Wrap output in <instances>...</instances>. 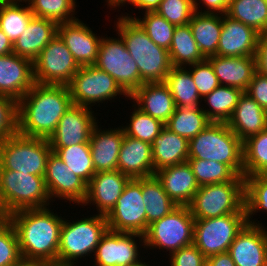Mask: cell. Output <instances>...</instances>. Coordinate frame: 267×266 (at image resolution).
<instances>
[{"label": "cell", "instance_id": "1", "mask_svg": "<svg viewBox=\"0 0 267 266\" xmlns=\"http://www.w3.org/2000/svg\"><path fill=\"white\" fill-rule=\"evenodd\" d=\"M72 104L67 85L34 83L18 101V133L49 139Z\"/></svg>", "mask_w": 267, "mask_h": 266}, {"label": "cell", "instance_id": "2", "mask_svg": "<svg viewBox=\"0 0 267 266\" xmlns=\"http://www.w3.org/2000/svg\"><path fill=\"white\" fill-rule=\"evenodd\" d=\"M50 207L19 210L7 218L17 233L22 257L58 264L59 240L64 216L58 215L57 211Z\"/></svg>", "mask_w": 267, "mask_h": 266}, {"label": "cell", "instance_id": "3", "mask_svg": "<svg viewBox=\"0 0 267 266\" xmlns=\"http://www.w3.org/2000/svg\"><path fill=\"white\" fill-rule=\"evenodd\" d=\"M117 17L116 26H113L116 35L122 38L138 65L142 83L164 82L172 68L169 51L157 46L135 19L123 15Z\"/></svg>", "mask_w": 267, "mask_h": 266}, {"label": "cell", "instance_id": "4", "mask_svg": "<svg viewBox=\"0 0 267 266\" xmlns=\"http://www.w3.org/2000/svg\"><path fill=\"white\" fill-rule=\"evenodd\" d=\"M83 217L68 220L69 218L64 216L59 240V265L81 266V259L88 260L86 257L89 256V259H92L102 236L109 229L104 215L92 214Z\"/></svg>", "mask_w": 267, "mask_h": 266}, {"label": "cell", "instance_id": "5", "mask_svg": "<svg viewBox=\"0 0 267 266\" xmlns=\"http://www.w3.org/2000/svg\"><path fill=\"white\" fill-rule=\"evenodd\" d=\"M188 159L217 161L244 176L243 142L226 122H212L189 140Z\"/></svg>", "mask_w": 267, "mask_h": 266}, {"label": "cell", "instance_id": "6", "mask_svg": "<svg viewBox=\"0 0 267 266\" xmlns=\"http://www.w3.org/2000/svg\"><path fill=\"white\" fill-rule=\"evenodd\" d=\"M51 202L44 176L0 169V205L6 216L19 210L48 207L53 205Z\"/></svg>", "mask_w": 267, "mask_h": 266}, {"label": "cell", "instance_id": "7", "mask_svg": "<svg viewBox=\"0 0 267 266\" xmlns=\"http://www.w3.org/2000/svg\"><path fill=\"white\" fill-rule=\"evenodd\" d=\"M51 152L48 139L17 133L0 143V169L45 176Z\"/></svg>", "mask_w": 267, "mask_h": 266}, {"label": "cell", "instance_id": "8", "mask_svg": "<svg viewBox=\"0 0 267 266\" xmlns=\"http://www.w3.org/2000/svg\"><path fill=\"white\" fill-rule=\"evenodd\" d=\"M189 208L195 220L246 212L245 177L243 176L239 181L201 186Z\"/></svg>", "mask_w": 267, "mask_h": 266}, {"label": "cell", "instance_id": "9", "mask_svg": "<svg viewBox=\"0 0 267 266\" xmlns=\"http://www.w3.org/2000/svg\"><path fill=\"white\" fill-rule=\"evenodd\" d=\"M195 219L189 206H177L168 215L152 222L144 234V250L172 252L193 243ZM166 250V251H164Z\"/></svg>", "mask_w": 267, "mask_h": 266}, {"label": "cell", "instance_id": "10", "mask_svg": "<svg viewBox=\"0 0 267 266\" xmlns=\"http://www.w3.org/2000/svg\"><path fill=\"white\" fill-rule=\"evenodd\" d=\"M67 86L73 104L90 109L98 103L99 106L106 101L114 102L119 96L129 100V95L116 80L95 65L81 66Z\"/></svg>", "mask_w": 267, "mask_h": 266}, {"label": "cell", "instance_id": "11", "mask_svg": "<svg viewBox=\"0 0 267 266\" xmlns=\"http://www.w3.org/2000/svg\"><path fill=\"white\" fill-rule=\"evenodd\" d=\"M246 224V212L195 220L193 244L206 258L212 255L226 253L236 235Z\"/></svg>", "mask_w": 267, "mask_h": 266}, {"label": "cell", "instance_id": "12", "mask_svg": "<svg viewBox=\"0 0 267 266\" xmlns=\"http://www.w3.org/2000/svg\"><path fill=\"white\" fill-rule=\"evenodd\" d=\"M95 66L111 75L129 96L143 85L138 65L119 35H103Z\"/></svg>", "mask_w": 267, "mask_h": 266}, {"label": "cell", "instance_id": "13", "mask_svg": "<svg viewBox=\"0 0 267 266\" xmlns=\"http://www.w3.org/2000/svg\"><path fill=\"white\" fill-rule=\"evenodd\" d=\"M80 66L57 34L33 61L34 82L68 85Z\"/></svg>", "mask_w": 267, "mask_h": 266}, {"label": "cell", "instance_id": "14", "mask_svg": "<svg viewBox=\"0 0 267 266\" xmlns=\"http://www.w3.org/2000/svg\"><path fill=\"white\" fill-rule=\"evenodd\" d=\"M141 247L145 248L144 235L108 229L96 247L93 261L89 263L92 262V266H136L144 261Z\"/></svg>", "mask_w": 267, "mask_h": 266}, {"label": "cell", "instance_id": "15", "mask_svg": "<svg viewBox=\"0 0 267 266\" xmlns=\"http://www.w3.org/2000/svg\"><path fill=\"white\" fill-rule=\"evenodd\" d=\"M142 197V178L130 179L106 216L109 230L115 232L146 233V211Z\"/></svg>", "mask_w": 267, "mask_h": 266}, {"label": "cell", "instance_id": "16", "mask_svg": "<svg viewBox=\"0 0 267 266\" xmlns=\"http://www.w3.org/2000/svg\"><path fill=\"white\" fill-rule=\"evenodd\" d=\"M44 179L52 202L58 198L79 207L86 199L87 183L74 174L54 152L48 157Z\"/></svg>", "mask_w": 267, "mask_h": 266}, {"label": "cell", "instance_id": "17", "mask_svg": "<svg viewBox=\"0 0 267 266\" xmlns=\"http://www.w3.org/2000/svg\"><path fill=\"white\" fill-rule=\"evenodd\" d=\"M97 114L90 108L72 104L48 139L51 148L89 143L93 128L101 123L98 122Z\"/></svg>", "mask_w": 267, "mask_h": 266}, {"label": "cell", "instance_id": "18", "mask_svg": "<svg viewBox=\"0 0 267 266\" xmlns=\"http://www.w3.org/2000/svg\"><path fill=\"white\" fill-rule=\"evenodd\" d=\"M129 180L118 170L97 172L87 184L86 199L81 206H94L96 214L107 216Z\"/></svg>", "mask_w": 267, "mask_h": 266}, {"label": "cell", "instance_id": "19", "mask_svg": "<svg viewBox=\"0 0 267 266\" xmlns=\"http://www.w3.org/2000/svg\"><path fill=\"white\" fill-rule=\"evenodd\" d=\"M81 19L58 25V35L81 66L95 65L102 35L97 36Z\"/></svg>", "mask_w": 267, "mask_h": 266}, {"label": "cell", "instance_id": "20", "mask_svg": "<svg viewBox=\"0 0 267 266\" xmlns=\"http://www.w3.org/2000/svg\"><path fill=\"white\" fill-rule=\"evenodd\" d=\"M228 253L235 266H264L267 255V226L247 223L236 235Z\"/></svg>", "mask_w": 267, "mask_h": 266}, {"label": "cell", "instance_id": "21", "mask_svg": "<svg viewBox=\"0 0 267 266\" xmlns=\"http://www.w3.org/2000/svg\"><path fill=\"white\" fill-rule=\"evenodd\" d=\"M33 62L15 53L0 56V95L20 100L34 85Z\"/></svg>", "mask_w": 267, "mask_h": 266}, {"label": "cell", "instance_id": "22", "mask_svg": "<svg viewBox=\"0 0 267 266\" xmlns=\"http://www.w3.org/2000/svg\"><path fill=\"white\" fill-rule=\"evenodd\" d=\"M259 34L254 28L223 14L217 55L255 56Z\"/></svg>", "mask_w": 267, "mask_h": 266}, {"label": "cell", "instance_id": "23", "mask_svg": "<svg viewBox=\"0 0 267 266\" xmlns=\"http://www.w3.org/2000/svg\"><path fill=\"white\" fill-rule=\"evenodd\" d=\"M97 124L90 135V152L95 173L117 170L119 151L124 138L121 126L102 128Z\"/></svg>", "mask_w": 267, "mask_h": 266}, {"label": "cell", "instance_id": "24", "mask_svg": "<svg viewBox=\"0 0 267 266\" xmlns=\"http://www.w3.org/2000/svg\"><path fill=\"white\" fill-rule=\"evenodd\" d=\"M129 100L144 113L166 124L175 112L176 105L164 82L144 83Z\"/></svg>", "mask_w": 267, "mask_h": 266}, {"label": "cell", "instance_id": "25", "mask_svg": "<svg viewBox=\"0 0 267 266\" xmlns=\"http://www.w3.org/2000/svg\"><path fill=\"white\" fill-rule=\"evenodd\" d=\"M117 170L130 179L153 176L155 173L151 144L124 134Z\"/></svg>", "mask_w": 267, "mask_h": 266}, {"label": "cell", "instance_id": "26", "mask_svg": "<svg viewBox=\"0 0 267 266\" xmlns=\"http://www.w3.org/2000/svg\"><path fill=\"white\" fill-rule=\"evenodd\" d=\"M154 175L178 206H189L200 188L188 162L165 167Z\"/></svg>", "mask_w": 267, "mask_h": 266}, {"label": "cell", "instance_id": "27", "mask_svg": "<svg viewBox=\"0 0 267 266\" xmlns=\"http://www.w3.org/2000/svg\"><path fill=\"white\" fill-rule=\"evenodd\" d=\"M207 60L213 66L222 86H231L246 91L257 72L254 56L226 57L214 55Z\"/></svg>", "mask_w": 267, "mask_h": 266}, {"label": "cell", "instance_id": "28", "mask_svg": "<svg viewBox=\"0 0 267 266\" xmlns=\"http://www.w3.org/2000/svg\"><path fill=\"white\" fill-rule=\"evenodd\" d=\"M227 124L244 142L267 128V111L244 91Z\"/></svg>", "mask_w": 267, "mask_h": 266}, {"label": "cell", "instance_id": "29", "mask_svg": "<svg viewBox=\"0 0 267 266\" xmlns=\"http://www.w3.org/2000/svg\"><path fill=\"white\" fill-rule=\"evenodd\" d=\"M58 25L50 19L33 17L22 35L13 43V53L33 62L58 34Z\"/></svg>", "mask_w": 267, "mask_h": 266}, {"label": "cell", "instance_id": "30", "mask_svg": "<svg viewBox=\"0 0 267 266\" xmlns=\"http://www.w3.org/2000/svg\"><path fill=\"white\" fill-rule=\"evenodd\" d=\"M152 148L154 173L165 167L187 162L189 140L164 127L156 136Z\"/></svg>", "mask_w": 267, "mask_h": 266}, {"label": "cell", "instance_id": "31", "mask_svg": "<svg viewBox=\"0 0 267 266\" xmlns=\"http://www.w3.org/2000/svg\"><path fill=\"white\" fill-rule=\"evenodd\" d=\"M189 26L202 55L206 59L217 55L222 30V15L195 11Z\"/></svg>", "mask_w": 267, "mask_h": 266}, {"label": "cell", "instance_id": "32", "mask_svg": "<svg viewBox=\"0 0 267 266\" xmlns=\"http://www.w3.org/2000/svg\"><path fill=\"white\" fill-rule=\"evenodd\" d=\"M142 197L146 208V231L152 222L168 215L178 206L155 175L142 178Z\"/></svg>", "mask_w": 267, "mask_h": 266}, {"label": "cell", "instance_id": "33", "mask_svg": "<svg viewBox=\"0 0 267 266\" xmlns=\"http://www.w3.org/2000/svg\"><path fill=\"white\" fill-rule=\"evenodd\" d=\"M168 51L172 67H186L206 60L193 38L189 23L175 27Z\"/></svg>", "mask_w": 267, "mask_h": 266}, {"label": "cell", "instance_id": "34", "mask_svg": "<svg viewBox=\"0 0 267 266\" xmlns=\"http://www.w3.org/2000/svg\"><path fill=\"white\" fill-rule=\"evenodd\" d=\"M243 92L236 87L220 85L202 99V102L205 101V105L202 104V110L212 122L227 123Z\"/></svg>", "mask_w": 267, "mask_h": 266}, {"label": "cell", "instance_id": "35", "mask_svg": "<svg viewBox=\"0 0 267 266\" xmlns=\"http://www.w3.org/2000/svg\"><path fill=\"white\" fill-rule=\"evenodd\" d=\"M164 83L174 98L176 107H199L202 104L191 73L185 67H172Z\"/></svg>", "mask_w": 267, "mask_h": 266}, {"label": "cell", "instance_id": "36", "mask_svg": "<svg viewBox=\"0 0 267 266\" xmlns=\"http://www.w3.org/2000/svg\"><path fill=\"white\" fill-rule=\"evenodd\" d=\"M212 121L199 107H176L165 127L171 132L190 140L197 136Z\"/></svg>", "mask_w": 267, "mask_h": 266}, {"label": "cell", "instance_id": "37", "mask_svg": "<svg viewBox=\"0 0 267 266\" xmlns=\"http://www.w3.org/2000/svg\"><path fill=\"white\" fill-rule=\"evenodd\" d=\"M226 15L267 33V0H230Z\"/></svg>", "mask_w": 267, "mask_h": 266}, {"label": "cell", "instance_id": "38", "mask_svg": "<svg viewBox=\"0 0 267 266\" xmlns=\"http://www.w3.org/2000/svg\"><path fill=\"white\" fill-rule=\"evenodd\" d=\"M0 3V29L14 43L25 31L34 17L25 2Z\"/></svg>", "mask_w": 267, "mask_h": 266}, {"label": "cell", "instance_id": "39", "mask_svg": "<svg viewBox=\"0 0 267 266\" xmlns=\"http://www.w3.org/2000/svg\"><path fill=\"white\" fill-rule=\"evenodd\" d=\"M74 174L87 184L96 174L90 152L89 143L77 144L64 148H51Z\"/></svg>", "mask_w": 267, "mask_h": 266}, {"label": "cell", "instance_id": "40", "mask_svg": "<svg viewBox=\"0 0 267 266\" xmlns=\"http://www.w3.org/2000/svg\"><path fill=\"white\" fill-rule=\"evenodd\" d=\"M244 176L267 174V128L243 142Z\"/></svg>", "mask_w": 267, "mask_h": 266}, {"label": "cell", "instance_id": "41", "mask_svg": "<svg viewBox=\"0 0 267 266\" xmlns=\"http://www.w3.org/2000/svg\"><path fill=\"white\" fill-rule=\"evenodd\" d=\"M245 177V209L248 224L264 226L261 221L253 220L254 214H267V174ZM252 217V218H251ZM252 219V220H251Z\"/></svg>", "mask_w": 267, "mask_h": 266}, {"label": "cell", "instance_id": "42", "mask_svg": "<svg viewBox=\"0 0 267 266\" xmlns=\"http://www.w3.org/2000/svg\"><path fill=\"white\" fill-rule=\"evenodd\" d=\"M199 186L239 181L243 176L237 175L228 165L217 161L187 159Z\"/></svg>", "mask_w": 267, "mask_h": 266}, {"label": "cell", "instance_id": "43", "mask_svg": "<svg viewBox=\"0 0 267 266\" xmlns=\"http://www.w3.org/2000/svg\"><path fill=\"white\" fill-rule=\"evenodd\" d=\"M124 14V15H123ZM121 15L135 19L140 26L145 30L149 38L160 47L169 50L175 25L168 22L165 18L155 11L143 12L142 15L122 13ZM140 17V18H139Z\"/></svg>", "mask_w": 267, "mask_h": 266}, {"label": "cell", "instance_id": "44", "mask_svg": "<svg viewBox=\"0 0 267 266\" xmlns=\"http://www.w3.org/2000/svg\"><path fill=\"white\" fill-rule=\"evenodd\" d=\"M27 4L34 17L50 19L58 24L78 19L75 17L76 0H28Z\"/></svg>", "mask_w": 267, "mask_h": 266}, {"label": "cell", "instance_id": "45", "mask_svg": "<svg viewBox=\"0 0 267 266\" xmlns=\"http://www.w3.org/2000/svg\"><path fill=\"white\" fill-rule=\"evenodd\" d=\"M131 107L133 111L130 112L129 123L127 122L126 125H120L124 130V134L152 144L156 136L159 135L161 130L165 127V124L144 113L133 103Z\"/></svg>", "mask_w": 267, "mask_h": 266}, {"label": "cell", "instance_id": "46", "mask_svg": "<svg viewBox=\"0 0 267 266\" xmlns=\"http://www.w3.org/2000/svg\"><path fill=\"white\" fill-rule=\"evenodd\" d=\"M175 26L186 25L195 13L193 0H161L155 10Z\"/></svg>", "mask_w": 267, "mask_h": 266}, {"label": "cell", "instance_id": "47", "mask_svg": "<svg viewBox=\"0 0 267 266\" xmlns=\"http://www.w3.org/2000/svg\"><path fill=\"white\" fill-rule=\"evenodd\" d=\"M21 257L17 233L7 218L0 225V266H13Z\"/></svg>", "mask_w": 267, "mask_h": 266}, {"label": "cell", "instance_id": "48", "mask_svg": "<svg viewBox=\"0 0 267 266\" xmlns=\"http://www.w3.org/2000/svg\"><path fill=\"white\" fill-rule=\"evenodd\" d=\"M185 68L191 73L197 91L202 99L220 86L213 66L207 59L203 62L188 65Z\"/></svg>", "mask_w": 267, "mask_h": 266}, {"label": "cell", "instance_id": "49", "mask_svg": "<svg viewBox=\"0 0 267 266\" xmlns=\"http://www.w3.org/2000/svg\"><path fill=\"white\" fill-rule=\"evenodd\" d=\"M18 100L0 95V143L18 133Z\"/></svg>", "mask_w": 267, "mask_h": 266}, {"label": "cell", "instance_id": "50", "mask_svg": "<svg viewBox=\"0 0 267 266\" xmlns=\"http://www.w3.org/2000/svg\"><path fill=\"white\" fill-rule=\"evenodd\" d=\"M168 266H205L206 257L192 243L168 255Z\"/></svg>", "mask_w": 267, "mask_h": 266}, {"label": "cell", "instance_id": "51", "mask_svg": "<svg viewBox=\"0 0 267 266\" xmlns=\"http://www.w3.org/2000/svg\"><path fill=\"white\" fill-rule=\"evenodd\" d=\"M245 92L267 111V77L256 72Z\"/></svg>", "mask_w": 267, "mask_h": 266}, {"label": "cell", "instance_id": "52", "mask_svg": "<svg viewBox=\"0 0 267 266\" xmlns=\"http://www.w3.org/2000/svg\"><path fill=\"white\" fill-rule=\"evenodd\" d=\"M194 10L199 13L226 14L230 0H193ZM202 6L200 7V5ZM199 6V7H198ZM206 7V8H205ZM203 9V10H202Z\"/></svg>", "mask_w": 267, "mask_h": 266}, {"label": "cell", "instance_id": "53", "mask_svg": "<svg viewBox=\"0 0 267 266\" xmlns=\"http://www.w3.org/2000/svg\"><path fill=\"white\" fill-rule=\"evenodd\" d=\"M254 57L257 72L267 77V33L259 34Z\"/></svg>", "mask_w": 267, "mask_h": 266}, {"label": "cell", "instance_id": "54", "mask_svg": "<svg viewBox=\"0 0 267 266\" xmlns=\"http://www.w3.org/2000/svg\"><path fill=\"white\" fill-rule=\"evenodd\" d=\"M205 266H235V263L231 255L226 252L206 258Z\"/></svg>", "mask_w": 267, "mask_h": 266}, {"label": "cell", "instance_id": "55", "mask_svg": "<svg viewBox=\"0 0 267 266\" xmlns=\"http://www.w3.org/2000/svg\"><path fill=\"white\" fill-rule=\"evenodd\" d=\"M161 0H129L126 4L128 5H132L133 7H135V9L138 8L140 13L142 12H147V11H155L159 4H160Z\"/></svg>", "mask_w": 267, "mask_h": 266}, {"label": "cell", "instance_id": "56", "mask_svg": "<svg viewBox=\"0 0 267 266\" xmlns=\"http://www.w3.org/2000/svg\"><path fill=\"white\" fill-rule=\"evenodd\" d=\"M13 53V43L0 29V56Z\"/></svg>", "mask_w": 267, "mask_h": 266}, {"label": "cell", "instance_id": "57", "mask_svg": "<svg viewBox=\"0 0 267 266\" xmlns=\"http://www.w3.org/2000/svg\"><path fill=\"white\" fill-rule=\"evenodd\" d=\"M51 263L42 259H28L21 257L13 266H50Z\"/></svg>", "mask_w": 267, "mask_h": 266}, {"label": "cell", "instance_id": "58", "mask_svg": "<svg viewBox=\"0 0 267 266\" xmlns=\"http://www.w3.org/2000/svg\"><path fill=\"white\" fill-rule=\"evenodd\" d=\"M28 0H0V3L27 2Z\"/></svg>", "mask_w": 267, "mask_h": 266}, {"label": "cell", "instance_id": "59", "mask_svg": "<svg viewBox=\"0 0 267 266\" xmlns=\"http://www.w3.org/2000/svg\"><path fill=\"white\" fill-rule=\"evenodd\" d=\"M7 219L4 212H0V225Z\"/></svg>", "mask_w": 267, "mask_h": 266}, {"label": "cell", "instance_id": "60", "mask_svg": "<svg viewBox=\"0 0 267 266\" xmlns=\"http://www.w3.org/2000/svg\"><path fill=\"white\" fill-rule=\"evenodd\" d=\"M149 263H150V261H148V263H147V261H146V262L143 261V262H141L140 264H138V265H136V266H152V265H150ZM153 266H154V265H153Z\"/></svg>", "mask_w": 267, "mask_h": 266}, {"label": "cell", "instance_id": "61", "mask_svg": "<svg viewBox=\"0 0 267 266\" xmlns=\"http://www.w3.org/2000/svg\"><path fill=\"white\" fill-rule=\"evenodd\" d=\"M50 266H68V265L51 264Z\"/></svg>", "mask_w": 267, "mask_h": 266}, {"label": "cell", "instance_id": "62", "mask_svg": "<svg viewBox=\"0 0 267 266\" xmlns=\"http://www.w3.org/2000/svg\"><path fill=\"white\" fill-rule=\"evenodd\" d=\"M264 266H267V255H266Z\"/></svg>", "mask_w": 267, "mask_h": 266}]
</instances>
